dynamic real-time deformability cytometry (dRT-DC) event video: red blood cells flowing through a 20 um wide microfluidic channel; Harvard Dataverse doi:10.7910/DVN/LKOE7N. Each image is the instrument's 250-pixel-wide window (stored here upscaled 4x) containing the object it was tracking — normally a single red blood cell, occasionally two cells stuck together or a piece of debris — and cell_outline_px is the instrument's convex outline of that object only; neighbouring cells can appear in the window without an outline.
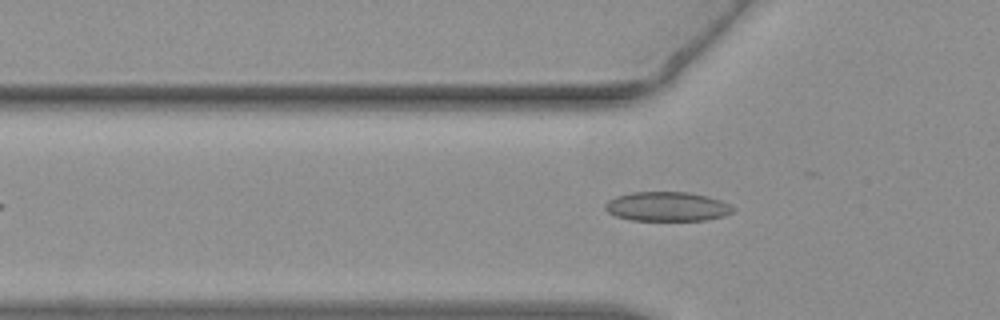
{"species": "common noctule bat (a hibernating species)", "species_latin": "Nyctalus noctula", "temperature_condition": "warm", "stored_images_in_passage": 39, "camera_frame_rate_fps": 3000, "um_per_image_px": 0.085, "animal": {"sex": "female", "body_mass_g": 19.3, "forearm_length_mm": 54.1}, "frame": {"image": 1, "passage_image": 9, "time_ms": 2.667, "image_size_px": [1000, 320], "cell_outline_px": [[736, 208], [732, 212], [724, 216], [704, 220], [632, 220], [616, 216], [608, 212], [604, 208], [604, 204], [608, 200], [616, 196], [632, 192], [688, 192], [708, 196], [720, 200]], "centroid_in_image_um": [56.69, 17.55], "position_along_channel_um": 69.1, "area_um2": 21.85}}
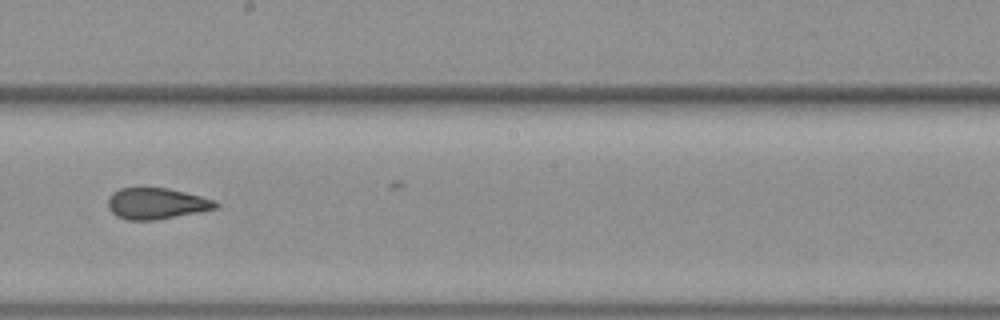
{"frame": {"image": 2, "passage_image": 22, "time_ms": 7.0, "image_size_px": [1000, 320], "cell_outline_px": [[220, 204], [216, 208], [156, 220], [128, 220], [116, 216], [108, 208], [108, 200], [112, 192], [120, 188], [168, 188], [216, 200]], "centroid_in_image_um": [13.28, 17.3], "position_along_channel_um": 234.9, "area_um2": 19.42}}
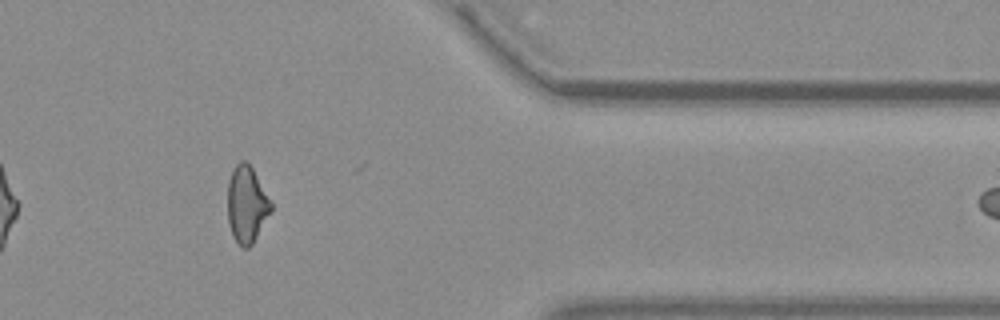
{"frame": {"image": 3, "passage_image": 36, "time_ms": 11.667, "image_size_px": [1000, 320], "cell_outline_px": [[272, 208], [252, 244], [248, 248], [244, 248], [232, 236], [228, 224], [228, 180], [232, 168], [240, 160], [244, 160], [252, 168], [272, 204]], "centroid_in_image_um": [20.93, 17.36], "position_along_channel_um": 390.5, "area_um2": 19.07}, "authors_computed_cell_mechanics": {"area_um2": 20.1144, "velocity_mm_per_s": 3.8088, "shape_relaxation_time_tau1_ms": 8.7307, "shape_relaxation_time_tau2_ms": 1.5507, "deformation_change_tau1": 0.1793, "deformation_change_tau2": 0.0705}}